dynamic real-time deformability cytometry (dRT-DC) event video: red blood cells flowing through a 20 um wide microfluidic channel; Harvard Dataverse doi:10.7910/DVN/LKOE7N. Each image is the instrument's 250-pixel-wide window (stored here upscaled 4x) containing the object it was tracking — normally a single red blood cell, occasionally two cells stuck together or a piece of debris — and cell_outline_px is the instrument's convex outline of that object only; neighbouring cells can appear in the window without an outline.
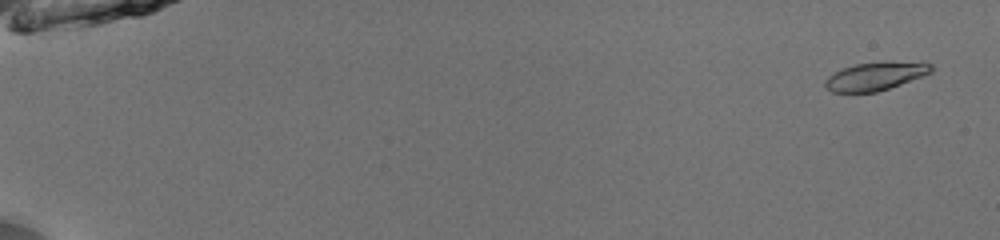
{"species": "common noctule bat (a hibernating species)", "species_latin": "Nyctalus noctula", "temperature_condition": "room temperature", "stored_images_in_passage": 51, "camera_frame_rate_fps": 3000, "um_per_image_px": 0.085, "animal": {"sex": "male", "body_mass_g": 13.0, "forearm_length_mm": 53.1}, "frame": {"image": 1, "passage_image": 1, "time_ms": 0.0, "image_size_px": [1000, 240], "cell_outline_px": [[932, 72], [924, 76], [876, 92], [832, 92], [824, 84], [824, 80], [828, 76], [844, 68], [856, 64], [888, 60], [924, 60], [932, 64]], "centroid_in_image_um": [74.52, 6.42], "position_along_channel_um": 10.5, "area_um2": 17.92}}
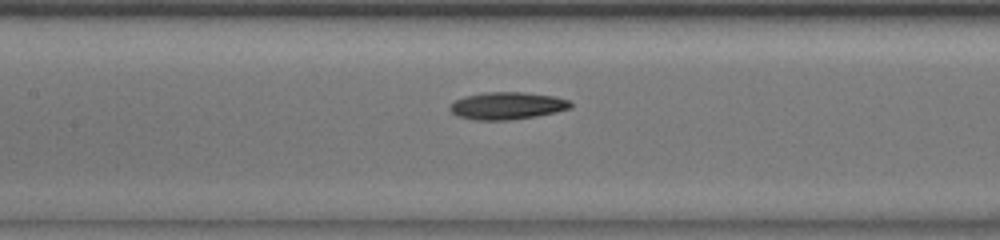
{"frame": {"image": 2, "passage_image": 26, "time_ms": 8.333, "image_size_px": [1000, 240], "cell_outline_px": [[572, 108], [556, 112], [536, 116], [508, 120], [472, 120], [456, 116], [448, 108], [456, 100], [464, 96], [484, 92], [524, 92], [556, 96], [568, 100], [572, 104]], "centroid_in_image_um": [43.11, 8.99], "position_along_channel_um": 164.3, "area_um2": 19.36}}
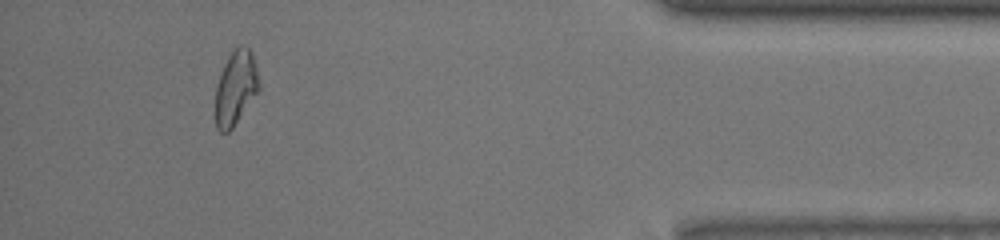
{"frame": {"image": 3, "passage_image": 48, "time_ms": 15.667, "image_size_px": [1000, 240], "cell_outline_px": [[260, 88], [232, 128], [228, 132], [220, 132], [216, 128], [216, 88], [224, 64], [228, 56], [240, 44], [248, 48], [252, 56], [256, 68]], "centroid_in_image_um": [20.02, 7.48], "position_along_channel_um": 415.2, "area_um2": 18.32}, "authors_computed_cell_mechanics": {"area_um2": 18.5538, "velocity_mm_per_s": 3.9902, "shape_relaxation_time_tau1_ms": 4.3856, "shape_relaxation_time_tau2_ms": 8.1908, "deformation_change_tau1": 0.165, "deformation_change_tau2": 0.1827}}